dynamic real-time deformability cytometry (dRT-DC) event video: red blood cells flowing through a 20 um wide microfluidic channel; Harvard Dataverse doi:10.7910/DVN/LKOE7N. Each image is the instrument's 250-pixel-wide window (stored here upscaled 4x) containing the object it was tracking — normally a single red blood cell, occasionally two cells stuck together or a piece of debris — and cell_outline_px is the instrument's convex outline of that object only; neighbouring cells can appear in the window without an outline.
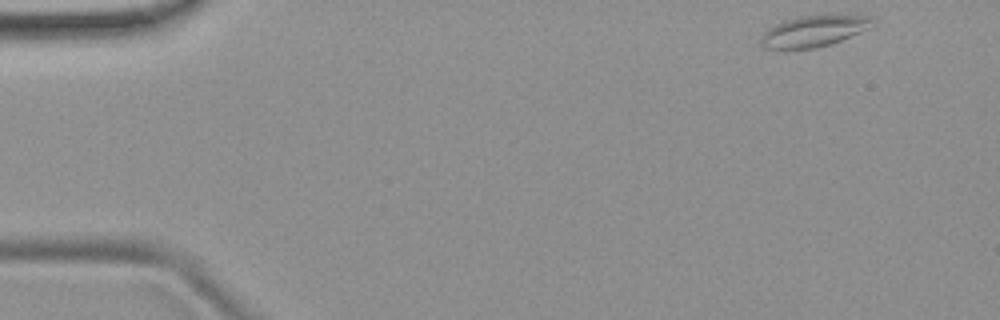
{"species": "common noctule bat (a hibernating species)", "species_latin": "Nyctalus noctula", "temperature_condition": "room temperature", "stored_images_in_passage": 5, "camera_frame_rate_fps": 3000, "um_per_image_px": 0.085, "animal": {"sex": "female", "body_mass_g": 19.9}, "frame": {"image": 1, "passage_image": 1, "time_ms": 0.0, "image_size_px": [1000, 320], "cell_outline_px": [[876, 24], [872, 28], [840, 40], [816, 48], [764, 48], [760, 44], [760, 40], [764, 32], [768, 28], [784, 20], [800, 16], [872, 16], [876, 20]], "centroid_in_image_um": [69.21, 2.64], "position_along_channel_um": 15.8, "area_um2": 20.0}}